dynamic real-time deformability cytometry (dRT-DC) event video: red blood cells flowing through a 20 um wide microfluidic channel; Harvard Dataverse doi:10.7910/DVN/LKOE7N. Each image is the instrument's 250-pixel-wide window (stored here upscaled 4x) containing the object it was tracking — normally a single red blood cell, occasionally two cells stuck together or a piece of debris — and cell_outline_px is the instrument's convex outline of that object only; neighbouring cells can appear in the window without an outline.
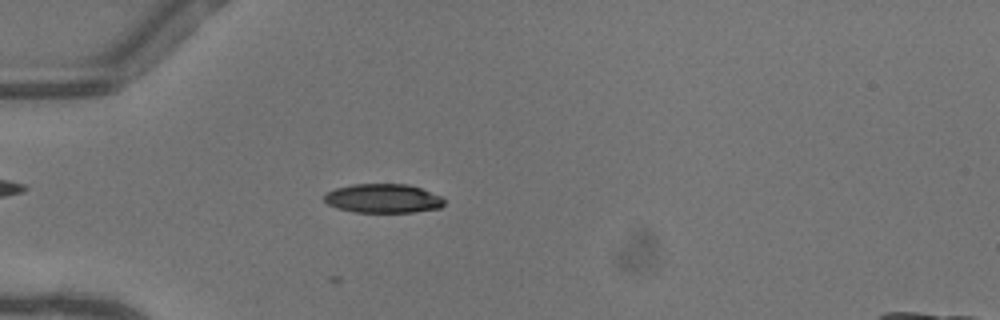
{"species": "common noctule bat (a hibernating species)", "species_latin": "Nyctalus noctula", "temperature_condition": "warm", "stored_images_in_passage": 42, "camera_frame_rate_fps": 3000, "um_per_image_px": 0.085, "animal": {"sex": "female"}, "frame": {"image": 1, "passage_image": 16, "time_ms": 5.0, "image_size_px": [1000, 320], "cell_outline_px": [[444, 204], [440, 208], [412, 212], [356, 212], [336, 208], [328, 204], [324, 200], [324, 196], [328, 192], [336, 188], [352, 184], [408, 184], [420, 188], [440, 196], [444, 200]], "centroid_in_image_um": [32.55, 16.87], "position_along_channel_um": 52.4, "area_um2": 20.17}}
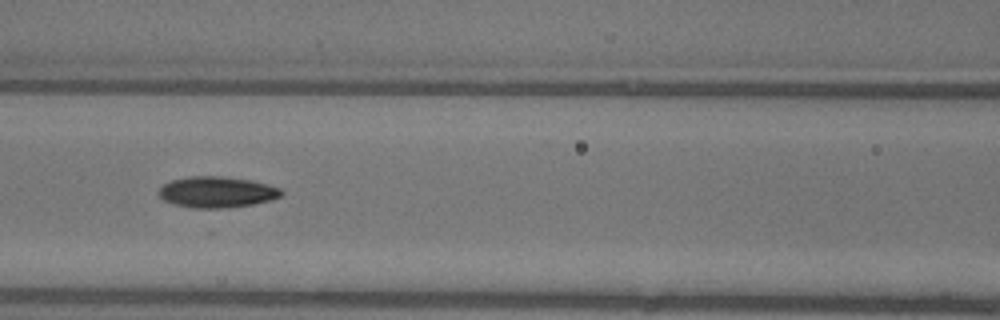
{"frame": {"image": 2, "passage_image": 24, "time_ms": 7.667, "image_size_px": [1000, 320], "cell_outline_px": [[284, 192], [280, 196], [272, 200], [252, 204], [224, 208], [192, 208], [172, 204], [164, 200], [156, 192], [164, 184], [172, 180], [188, 176], [220, 176], [248, 180], [280, 188]], "centroid_in_image_um": [18.39, 16.33], "position_along_channel_um": 148.2, "area_um2": 22.08}}
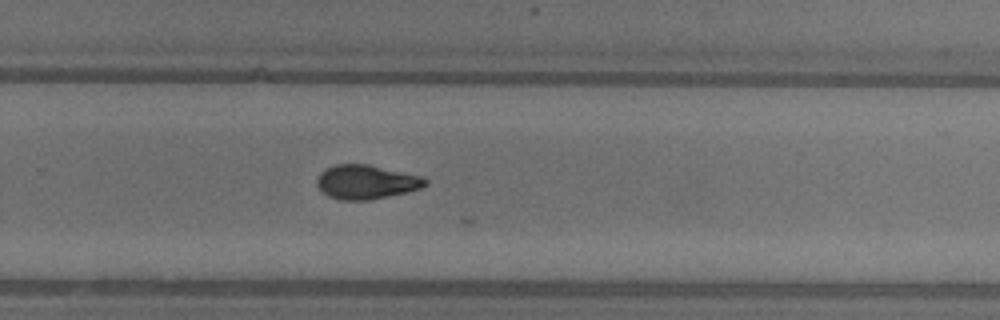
{"frame": {"image": 3, "passage_image": 35, "time_ms": 11.333, "image_size_px": [1000, 320], "cell_outline_px": [[428, 184], [420, 188], [408, 192], [368, 200], [340, 200], [328, 196], [316, 184], [316, 180], [320, 172], [336, 164], [368, 164], [424, 176], [428, 180]], "centroid_in_image_um": [31.16, 15.46], "position_along_channel_um": 298.6, "area_um2": 21.62}, "authors_computed_cell_mechanics": {"area_um2": 19.9988, "velocity_mm_per_s": 4.1065, "shape_relaxation_time_tau1_ms": null, "shape_relaxation_time_tau2_ms": 1.3727, "deformation_change_tau1": null, "deformation_change_tau2": 0.0527}}